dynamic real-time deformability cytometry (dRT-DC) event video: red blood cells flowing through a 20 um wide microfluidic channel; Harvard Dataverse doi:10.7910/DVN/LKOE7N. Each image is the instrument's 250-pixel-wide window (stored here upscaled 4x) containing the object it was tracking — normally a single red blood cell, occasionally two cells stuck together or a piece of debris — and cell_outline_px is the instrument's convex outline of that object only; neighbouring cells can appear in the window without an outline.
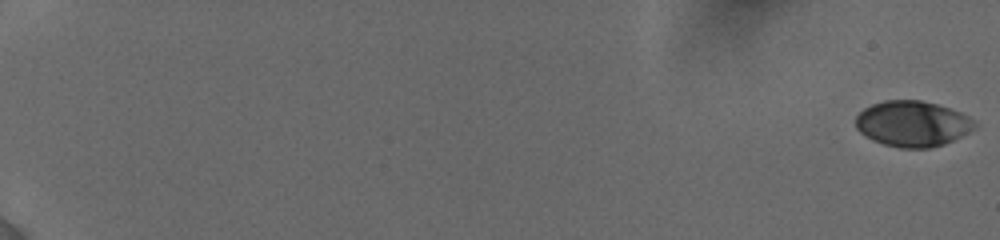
{"species": "human", "species_latin": "Homo sapiens", "temperature_condition": "cold", "stored_images_in_passage": 41, "camera_frame_rate_fps": 3000, "um_per_image_px": 0.085, "donor": {"sex": "female"}, "frame": {"image": 1, "passage_image": 1, "time_ms": 0.0, "image_size_px": [1000, 240], "cell_outline_px": [[976, 128], [944, 144], [932, 148], [900, 148], [884, 144], [872, 140], [864, 136], [856, 128], [856, 116], [864, 108], [872, 104], [884, 100], [920, 100], [936, 104], [960, 112], [968, 116], [976, 124]], "centroid_in_image_um": [77.53, 10.52], "position_along_channel_um": 7.5, "area_um2": 31.62}}
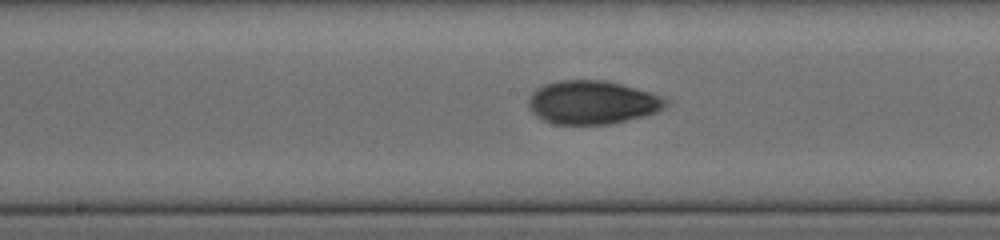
{"frame": {"image": 2, "passage_image": 22, "time_ms": 11.0, "image_size_px": [1000, 240], "cell_outline_px": [[668, 104], [664, 108], [656, 112], [608, 124], [556, 124], [540, 120], [528, 108], [528, 96], [536, 88], [544, 84], [560, 80], [608, 80], [648, 92], [660, 96], [668, 100]], "centroid_in_image_um": [50.27, 8.69], "position_along_channel_um": 197.9, "area_um2": 34.74}}
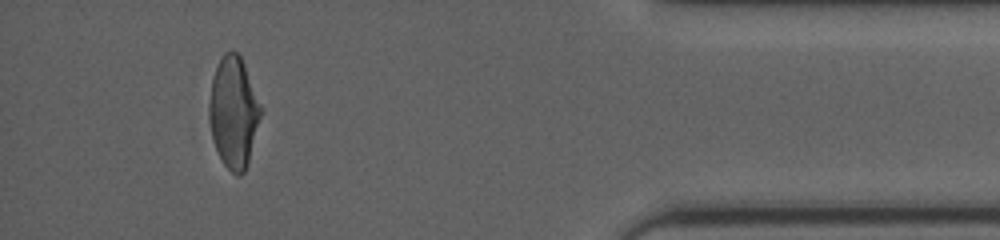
{"frame": {"image": 3, "passage_image": 38, "time_ms": 17.667, "image_size_px": [1000, 240], "cell_outline_px": [[260, 116], [248, 164], [244, 172], [240, 176], [236, 176], [224, 164], [216, 148], [212, 136], [208, 112], [212, 76], [224, 52], [236, 52], [240, 56], [244, 64], [260, 104]], "centroid_in_image_um": [19.84, 9.56], "position_along_channel_um": 415.4, "area_um2": 32.77}, "authors_computed_cell_mechanics": {"area_um2": 33.4662, "velocity_mm_per_s": 3.8603, "shape_relaxation_time_tau1_ms": 5.4301, "shape_relaxation_time_tau2_ms": 2.3286, "deformation_change_tau1": 0.1895, "deformation_change_tau2": 0.0601}}